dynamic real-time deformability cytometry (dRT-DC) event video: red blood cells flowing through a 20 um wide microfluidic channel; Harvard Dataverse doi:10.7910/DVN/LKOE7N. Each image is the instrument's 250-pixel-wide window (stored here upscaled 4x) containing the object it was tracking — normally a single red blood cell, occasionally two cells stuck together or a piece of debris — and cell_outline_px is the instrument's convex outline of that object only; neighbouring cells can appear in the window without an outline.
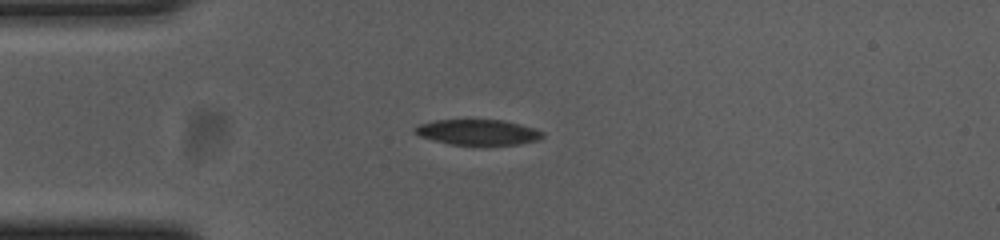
{"species": "common noctule bat (a hibernating species)", "species_latin": "Nyctalus noctula", "temperature_condition": "cold", "stored_images_in_passage": 45, "camera_frame_rate_fps": 3000, "um_per_image_px": 0.085, "animal": {"sex": "female", "body_mass_g": 23.0, "forearm_length_mm": 53.4}, "frame": {"image": 1, "passage_image": 1, "time_ms": 0.0, "image_size_px": [1000, 240], "cell_outline_px": [[544, 136], [536, 140], [520, 144], [452, 144], [432, 140], [420, 136], [412, 132], [412, 128], [420, 124], [436, 120], [504, 120], [536, 128], [544, 132]], "centroid_in_image_um": [40.61, 11.22], "position_along_channel_um": 44.4, "area_um2": 18.84}}
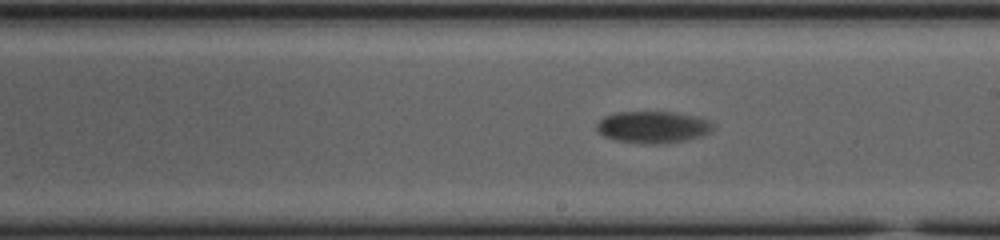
{"frame": {"image": 2, "passage_image": 19, "time_ms": 6.0, "image_size_px": [1000, 240], "cell_outline_px": [[712, 128], [708, 132], [696, 136], [680, 140], [616, 140], [604, 136], [596, 128], [596, 124], [604, 116], [616, 112], [676, 112], [708, 120], [712, 124]], "centroid_in_image_um": [55.42, 10.72], "position_along_channel_um": 233.6, "area_um2": 19.94}}
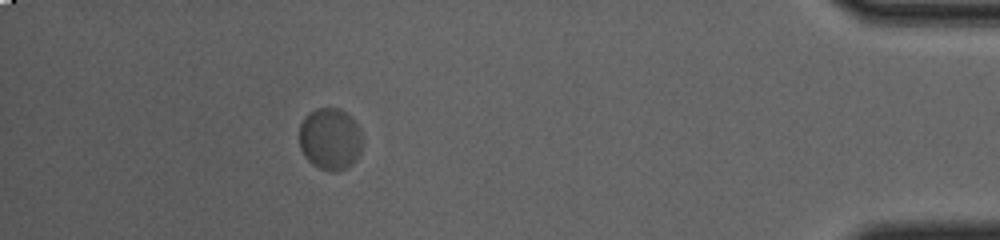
{"frame": {"image": 3, "passage_image": 39, "time_ms": 12.667, "image_size_px": [1000, 240], "cell_outline_px": [[364, 144], [356, 160], [352, 164], [336, 172], [332, 172], [320, 168], [312, 164], [304, 156], [300, 148], [300, 124], [304, 116], [308, 112], [316, 108], [340, 108], [348, 112], [360, 128], [364, 140]], "centroid_in_image_um": [28.09, 11.79], "position_along_channel_um": 407.1, "area_um2": 23.35}, "authors_computed_cell_mechanics": {"area_um2": 21.5594, "velocity_mm_per_s": 3.4599, "shape_relaxation_time_tau1_ms": 8.8976, "shape_relaxation_time_tau2_ms": null, "deformation_change_tau1": 0.1304, "deformation_change_tau2": null}}